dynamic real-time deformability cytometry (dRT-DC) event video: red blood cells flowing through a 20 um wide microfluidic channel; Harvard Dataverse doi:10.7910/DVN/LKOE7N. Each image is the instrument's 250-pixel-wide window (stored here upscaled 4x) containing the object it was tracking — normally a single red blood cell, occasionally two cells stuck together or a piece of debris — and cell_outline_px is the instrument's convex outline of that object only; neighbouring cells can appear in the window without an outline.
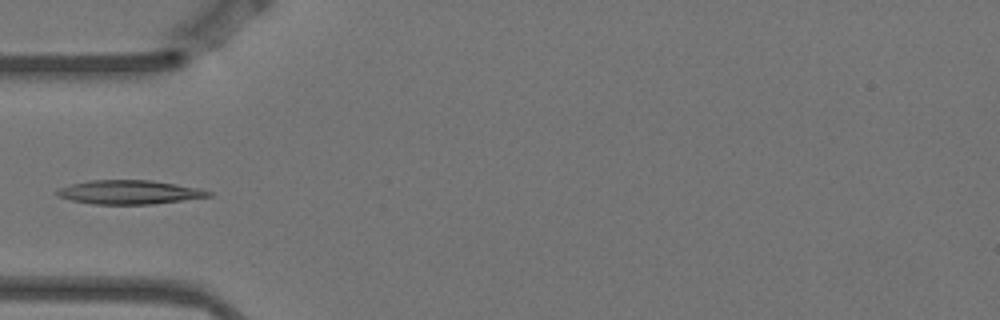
{"species": "Egyptian fruit bat (a non-hibernating species)", "species_latin": "Rousettus aegyptiacus", "temperature_condition": "warm", "stored_images_in_passage": 4, "camera_frame_rate_fps": 3000, "um_per_image_px": 0.085, "animal": {"sex": "female"}, "frame": {"image": 1, "passage_image": 4, "time_ms": 1.0, "image_size_px": [1000, 320], "cell_outline_px": [[212, 196], [152, 204], [96, 204], [72, 200], [56, 196], [52, 192], [56, 188], [68, 184], [88, 180], [152, 180], [200, 188], [212, 192]], "centroid_in_image_um": [10.92, 16.32], "position_along_channel_um": 74.1, "area_um2": 21.33}}